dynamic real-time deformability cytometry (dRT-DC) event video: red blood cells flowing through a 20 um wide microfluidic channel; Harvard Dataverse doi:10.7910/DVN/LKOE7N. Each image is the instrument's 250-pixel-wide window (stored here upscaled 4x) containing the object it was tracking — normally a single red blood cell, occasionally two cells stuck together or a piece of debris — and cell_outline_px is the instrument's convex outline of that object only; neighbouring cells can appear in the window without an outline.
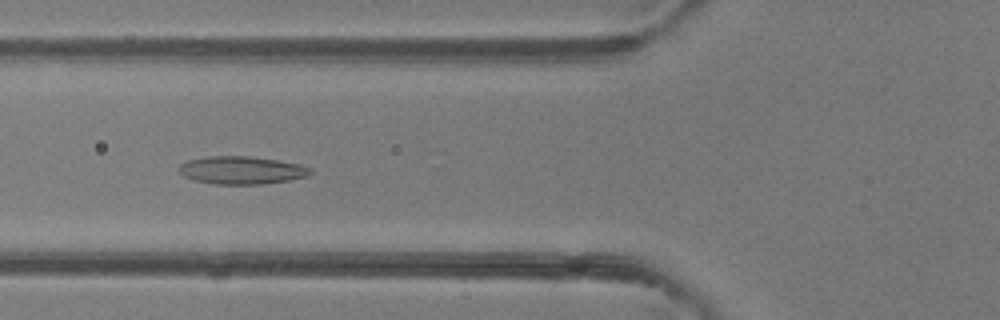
{"species": "common noctule bat (a hibernating species)", "species_latin": "Nyctalus noctula", "temperature_condition": "room temperature", "stored_images_in_passage": 50, "camera_frame_rate_fps": 3000, "um_per_image_px": 0.085, "animal": {"sex": "female"}, "frame": {"image": 1, "passage_image": 19, "time_ms": 6.0, "image_size_px": [1000, 320], "cell_outline_px": [[312, 172], [308, 176], [288, 180], [260, 184], [216, 184], [192, 180], [184, 176], [180, 172], [180, 164], [188, 160], [208, 156], [248, 156], [276, 160], [296, 164], [312, 168]], "centroid_in_image_um": [20.51, 14.47], "position_along_channel_um": 105.3, "area_um2": 21.1}}
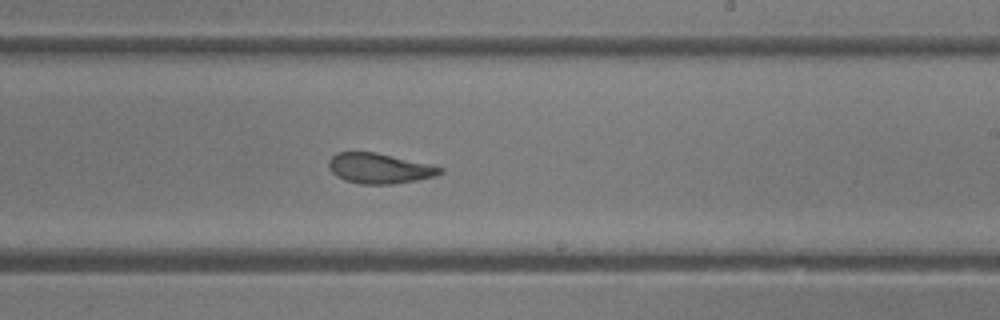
{"frame": {"image": 2, "passage_image": 30, "time_ms": 9.667, "image_size_px": [1000, 320], "cell_outline_px": [[444, 172], [436, 176], [416, 180], [392, 184], [360, 184], [344, 180], [336, 176], [328, 168], [328, 160], [336, 152], [376, 152], [428, 164], [444, 168]], "centroid_in_image_um": [32.22, 14.31], "position_along_channel_um": 256.8, "area_um2": 19.65}}
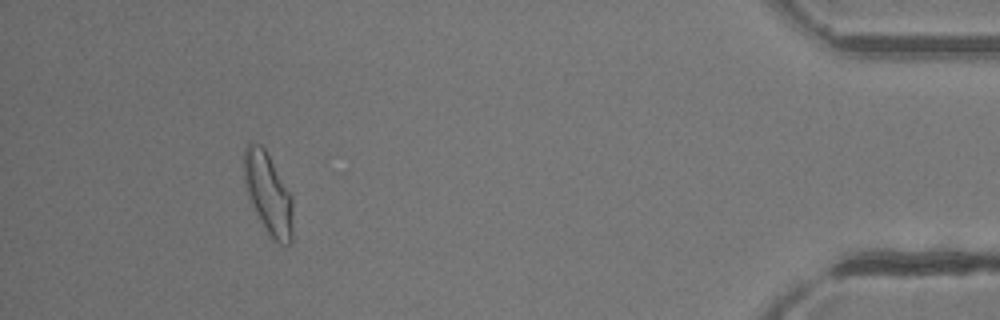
{"frame": {"image": 3, "passage_image": 46, "time_ms": 15.0, "image_size_px": [1000, 320], "cell_outline_px": [[292, 240], [288, 244], [280, 244], [268, 236], [248, 200], [244, 184], [244, 148], [248, 140], [260, 144], [264, 148], [292, 196]], "centroid_in_image_um": [22.76, 16.46], "position_along_channel_um": 412.4, "area_um2": 23.47}, "authors_computed_cell_mechanics": {"area_um2": 21.7906, "velocity_mm_per_s": 4.123, "shape_relaxation_time_tau1_ms": 7.859, "shape_relaxation_time_tau2_ms": 1.7379, "deformation_change_tau1": 0.1927, "deformation_change_tau2": 0.0935}}